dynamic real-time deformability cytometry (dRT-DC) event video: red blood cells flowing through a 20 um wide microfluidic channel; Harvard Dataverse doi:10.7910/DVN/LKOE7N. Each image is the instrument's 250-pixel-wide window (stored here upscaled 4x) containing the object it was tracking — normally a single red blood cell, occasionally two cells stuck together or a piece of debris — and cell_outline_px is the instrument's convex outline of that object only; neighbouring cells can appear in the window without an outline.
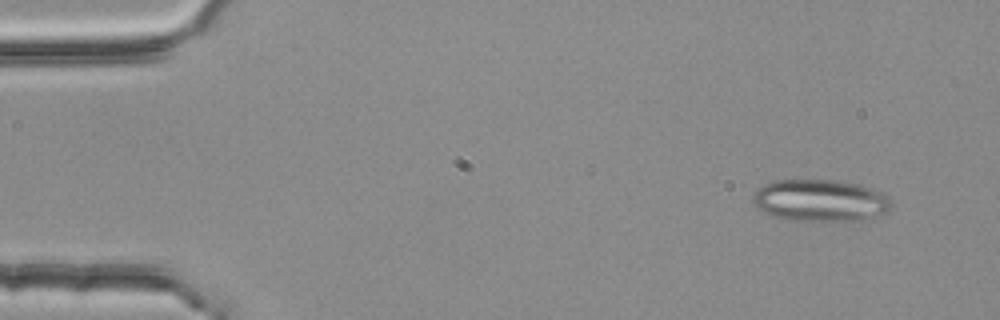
{"species": "common noctule bat (a hibernating species)", "species_latin": "Nyctalus noctula", "temperature_condition": "room temperature", "stored_images_in_passage": 4, "camera_frame_rate_fps": 3000, "um_per_image_px": 0.085, "animal": {"sex": "female", "body_mass_g": 25.1}, "frame": {"image": 1, "passage_image": 1, "time_ms": 0.0, "image_size_px": [1000, 320], "cell_outline_px": [[892, 204], [884, 212], [860, 220], [800, 220], [772, 216], [764, 212], [752, 204], [752, 196], [764, 184], [772, 180], [836, 180], [856, 184], [880, 192], [888, 196]], "centroid_in_image_um": [69.66, 17.02], "position_along_channel_um": 15.3, "area_um2": 33.23}}